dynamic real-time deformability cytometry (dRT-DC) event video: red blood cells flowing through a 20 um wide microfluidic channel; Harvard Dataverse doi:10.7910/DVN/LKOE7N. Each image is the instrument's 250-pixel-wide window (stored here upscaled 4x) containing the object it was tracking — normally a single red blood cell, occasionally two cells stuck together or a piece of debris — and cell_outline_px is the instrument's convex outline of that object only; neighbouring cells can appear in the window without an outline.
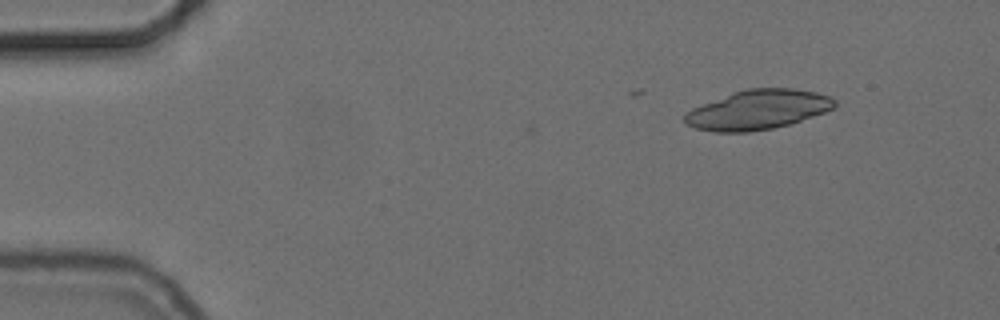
{"species": "common noctule bat (a hibernating species)", "species_latin": "Nyctalus noctula", "temperature_condition": "cold", "stored_images_in_passage": 3, "camera_frame_rate_fps": 3000, "um_per_image_px": 0.085, "animal": {"sex": "female", "body_mass_g": 24.6, "forearm_length_mm": 56.2}, "frame": {"image": 1, "passage_image": 3, "time_ms": 0.667, "image_size_px": [1000, 320], "cell_outline_px": [[836, 104], [832, 108], [824, 112], [788, 124], [772, 128], [748, 132], [712, 132], [696, 128], [684, 124], [684, 116], [692, 108], [736, 92], [748, 88], [792, 88], [816, 92], [828, 96], [836, 100]], "centroid_in_image_um": [64.41, 9.33], "position_along_channel_um": 20.6, "area_um2": 34.04}}